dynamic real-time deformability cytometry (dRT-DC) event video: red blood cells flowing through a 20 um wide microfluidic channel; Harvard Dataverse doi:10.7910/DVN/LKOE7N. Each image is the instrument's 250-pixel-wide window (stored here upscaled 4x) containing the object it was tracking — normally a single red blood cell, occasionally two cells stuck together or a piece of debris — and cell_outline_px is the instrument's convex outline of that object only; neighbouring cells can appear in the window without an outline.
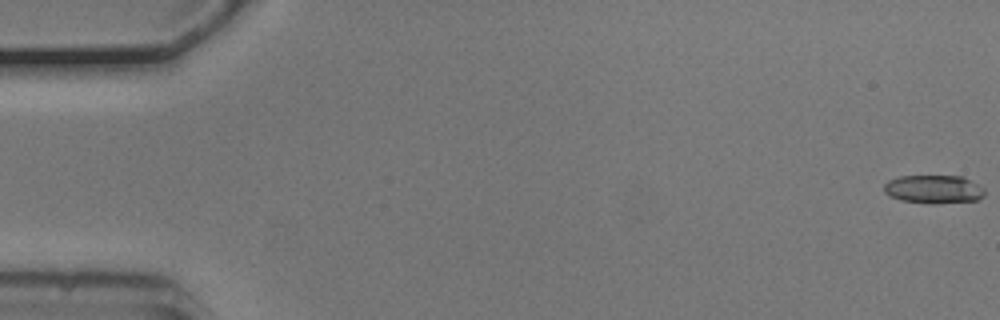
{"species": "common noctule bat (a hibernating species)", "species_latin": "Nyctalus noctula", "temperature_condition": "cold", "stored_images_in_passage": 8, "camera_frame_rate_fps": 3000, "um_per_image_px": 0.085, "animal": {"sex": "male", "body_mass_g": 20.5, "forearm_length_mm": 52.5}, "frame": {"image": 1, "passage_image": 1, "time_ms": 0.0, "image_size_px": [1000, 320], "cell_outline_px": [[984, 196], [976, 200], [932, 204], [928, 204], [900, 200], [888, 196], [884, 192], [884, 184], [888, 180], [900, 176], [964, 176], [984, 188]], "centroid_in_image_um": [79.34, 16.09], "position_along_channel_um": 5.7, "area_um2": 16.82}}